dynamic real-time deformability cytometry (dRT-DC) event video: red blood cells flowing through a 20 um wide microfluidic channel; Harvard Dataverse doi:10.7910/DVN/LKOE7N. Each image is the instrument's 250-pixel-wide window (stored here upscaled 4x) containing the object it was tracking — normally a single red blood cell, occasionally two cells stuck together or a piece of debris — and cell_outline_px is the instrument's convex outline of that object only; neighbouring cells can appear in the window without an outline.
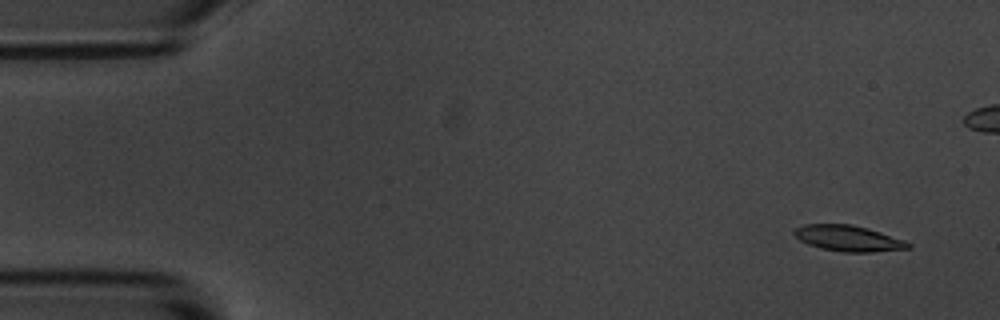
{"species": "common noctule bat (a hibernating species)", "species_latin": "Nyctalus noctula", "temperature_condition": "room temperature", "stored_images_in_passage": 9, "camera_frame_rate_fps": 3000, "um_per_image_px": 0.085, "animal": {"sex": "male", "body_mass_g": 20.1, "forearm_length_mm": 53.5}, "frame": {"image": 1, "passage_image": 1, "time_ms": 0.0, "image_size_px": [1000, 320], "cell_outline_px": [[912, 248], [872, 252], [844, 252], [820, 248], [808, 244], [800, 240], [792, 232], [796, 228], [804, 224], [852, 224], [868, 228], [904, 240], [912, 244]], "centroid_in_image_um": [72.12, 20.26], "position_along_channel_um": 12.9, "area_um2": 17.17}}
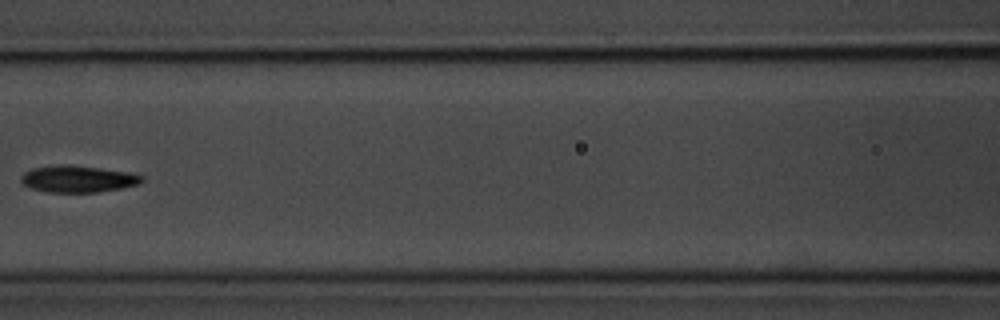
{"frame": {"image": 2, "passage_image": 7, "time_ms": 2.0, "image_size_px": [1000, 320], "cell_outline_px": [[144, 180], [140, 184], [120, 188], [96, 192], [44, 192], [32, 188], [24, 184], [20, 180], [20, 176], [24, 172], [32, 168], [56, 164], [68, 164], [132, 172], [144, 176]], "centroid_in_image_um": [6.63, 15.19], "position_along_channel_um": 160.0, "area_um2": 19.07}}
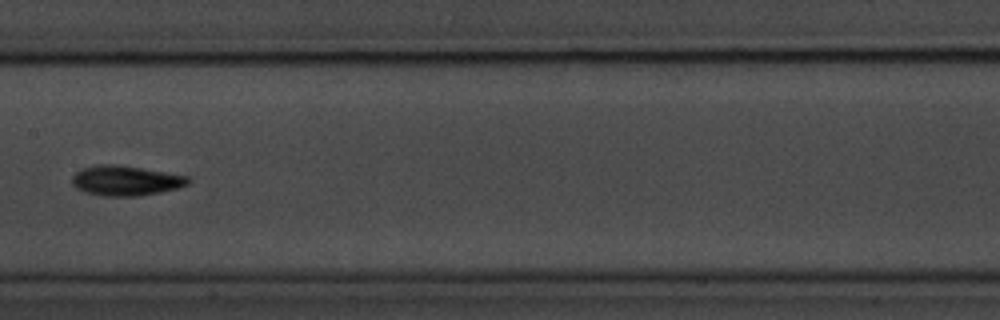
{"frame": {"image": 3, "passage_image": 8, "time_ms": 2.333, "image_size_px": [1000, 320], "cell_outline_px": [[188, 184], [176, 188], [160, 192], [140, 196], [104, 196], [84, 192], [76, 188], [72, 184], [72, 176], [80, 168], [96, 164], [116, 164], [188, 176]], "centroid_in_image_um": [10.61, 15.35], "position_along_channel_um": 196.8, "area_um2": 20.23}}